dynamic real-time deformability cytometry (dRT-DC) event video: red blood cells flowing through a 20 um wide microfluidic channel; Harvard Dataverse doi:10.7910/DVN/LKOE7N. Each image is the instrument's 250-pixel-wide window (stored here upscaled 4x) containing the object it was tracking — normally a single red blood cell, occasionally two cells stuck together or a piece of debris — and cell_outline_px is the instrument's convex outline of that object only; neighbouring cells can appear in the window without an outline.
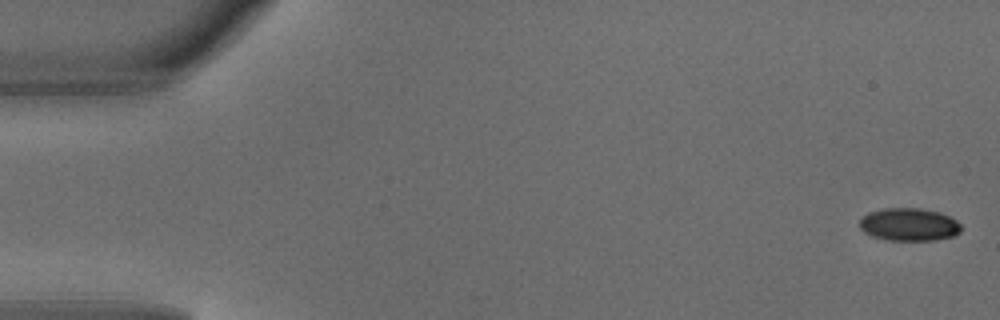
{"species": "common noctule bat (a hibernating species)", "species_latin": "Nyctalus noctula", "temperature_condition": "warm", "stored_images_in_passage": 4, "segment_of_instrument_passage": [2, 2], "camera_frame_rate_fps": 3000, "um_per_image_px": 0.085, "animal": {"sex": "male", "body_mass_g": 18.8}, "frame": {"image": 1, "passage_image": 4, "time_ms": 1.0, "image_size_px": [1000, 320], "cell_outline_px": [[964, 228], [960, 232], [952, 236], [936, 240], [884, 240], [872, 236], [864, 232], [860, 228], [860, 220], [868, 212], [884, 208], [920, 208], [940, 212], [956, 220]], "centroid_in_image_um": [77.28, 19.08], "position_along_channel_um": 7.7, "area_um2": 19.54}}